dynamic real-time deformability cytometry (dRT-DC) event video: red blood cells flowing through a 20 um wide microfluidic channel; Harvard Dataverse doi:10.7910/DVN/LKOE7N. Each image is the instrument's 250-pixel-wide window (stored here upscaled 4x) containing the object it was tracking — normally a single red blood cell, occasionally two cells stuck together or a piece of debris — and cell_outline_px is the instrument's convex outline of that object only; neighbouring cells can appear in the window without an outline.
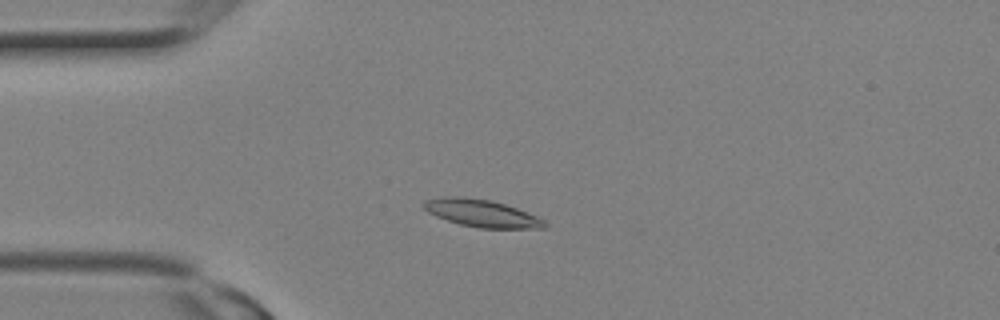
{"species": "Egyptian fruit bat (a non-hibernating species)", "species_latin": "Rousettus aegyptiacus", "temperature_condition": "room temperature", "stored_images_in_passage": 2, "camera_frame_rate_fps": 3000, "um_per_image_px": 0.085, "animal": {"sex": "female"}, "frame": {"image": 1, "passage_image": 2, "time_ms": 0.333, "image_size_px": [1000, 320], "cell_outline_px": [[548, 224], [544, 228], [480, 228], [460, 224], [436, 216], [428, 212], [420, 204], [424, 200], [444, 196], [464, 196], [488, 200], [504, 204], [516, 208], [536, 216], [544, 220]], "centroid_in_image_um": [40.9, 18.11], "position_along_channel_um": 44.1, "area_um2": 19.19}}